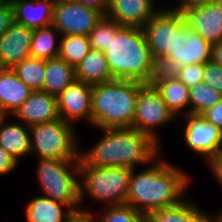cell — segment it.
<instances>
[{"instance_id":"obj_1","label":"cell","mask_w":222,"mask_h":222,"mask_svg":"<svg viewBox=\"0 0 222 222\" xmlns=\"http://www.w3.org/2000/svg\"><path fill=\"white\" fill-rule=\"evenodd\" d=\"M141 172L132 170L126 204L142 214L177 205L186 197L190 176L158 156Z\"/></svg>"},{"instance_id":"obj_2","label":"cell","mask_w":222,"mask_h":222,"mask_svg":"<svg viewBox=\"0 0 222 222\" xmlns=\"http://www.w3.org/2000/svg\"><path fill=\"white\" fill-rule=\"evenodd\" d=\"M100 131L102 137L91 148L87 151L80 149V158L87 165L133 170L162 155L157 141L134 128H105Z\"/></svg>"},{"instance_id":"obj_3","label":"cell","mask_w":222,"mask_h":222,"mask_svg":"<svg viewBox=\"0 0 222 222\" xmlns=\"http://www.w3.org/2000/svg\"><path fill=\"white\" fill-rule=\"evenodd\" d=\"M104 54L113 79L151 84L159 70L144 31L139 27L122 26L116 33H111V42Z\"/></svg>"},{"instance_id":"obj_4","label":"cell","mask_w":222,"mask_h":222,"mask_svg":"<svg viewBox=\"0 0 222 222\" xmlns=\"http://www.w3.org/2000/svg\"><path fill=\"white\" fill-rule=\"evenodd\" d=\"M145 83L113 79L92 85V127L131 128L136 99Z\"/></svg>"},{"instance_id":"obj_5","label":"cell","mask_w":222,"mask_h":222,"mask_svg":"<svg viewBox=\"0 0 222 222\" xmlns=\"http://www.w3.org/2000/svg\"><path fill=\"white\" fill-rule=\"evenodd\" d=\"M36 159V178L42 196L69 205L76 213H91V210L81 208L79 160Z\"/></svg>"},{"instance_id":"obj_6","label":"cell","mask_w":222,"mask_h":222,"mask_svg":"<svg viewBox=\"0 0 222 222\" xmlns=\"http://www.w3.org/2000/svg\"><path fill=\"white\" fill-rule=\"evenodd\" d=\"M132 170L125 167H97L79 160L80 201L91 197L103 205L125 204ZM105 203V204H104ZM108 203V204H107Z\"/></svg>"},{"instance_id":"obj_7","label":"cell","mask_w":222,"mask_h":222,"mask_svg":"<svg viewBox=\"0 0 222 222\" xmlns=\"http://www.w3.org/2000/svg\"><path fill=\"white\" fill-rule=\"evenodd\" d=\"M72 123L63 119L29 126L31 155L36 158L80 160L79 137Z\"/></svg>"},{"instance_id":"obj_8","label":"cell","mask_w":222,"mask_h":222,"mask_svg":"<svg viewBox=\"0 0 222 222\" xmlns=\"http://www.w3.org/2000/svg\"><path fill=\"white\" fill-rule=\"evenodd\" d=\"M212 44L205 41L186 23L182 11L175 9L174 51L158 65L159 70L172 73L189 64H206L211 61Z\"/></svg>"},{"instance_id":"obj_9","label":"cell","mask_w":222,"mask_h":222,"mask_svg":"<svg viewBox=\"0 0 222 222\" xmlns=\"http://www.w3.org/2000/svg\"><path fill=\"white\" fill-rule=\"evenodd\" d=\"M176 119L152 84H145L138 93L135 116L131 128L151 136L160 145L158 127Z\"/></svg>"},{"instance_id":"obj_10","label":"cell","mask_w":222,"mask_h":222,"mask_svg":"<svg viewBox=\"0 0 222 222\" xmlns=\"http://www.w3.org/2000/svg\"><path fill=\"white\" fill-rule=\"evenodd\" d=\"M104 15L92 8L67 0H56L52 25L64 35L88 36Z\"/></svg>"},{"instance_id":"obj_11","label":"cell","mask_w":222,"mask_h":222,"mask_svg":"<svg viewBox=\"0 0 222 222\" xmlns=\"http://www.w3.org/2000/svg\"><path fill=\"white\" fill-rule=\"evenodd\" d=\"M183 138L188 149L203 157L206 164L222 149V131L201 114L183 115Z\"/></svg>"},{"instance_id":"obj_12","label":"cell","mask_w":222,"mask_h":222,"mask_svg":"<svg viewBox=\"0 0 222 222\" xmlns=\"http://www.w3.org/2000/svg\"><path fill=\"white\" fill-rule=\"evenodd\" d=\"M142 29L153 59L159 65L174 51L175 8L162 7Z\"/></svg>"},{"instance_id":"obj_13","label":"cell","mask_w":222,"mask_h":222,"mask_svg":"<svg viewBox=\"0 0 222 222\" xmlns=\"http://www.w3.org/2000/svg\"><path fill=\"white\" fill-rule=\"evenodd\" d=\"M92 85L75 80L57 96L58 112L61 119L76 125L86 121L92 125Z\"/></svg>"},{"instance_id":"obj_14","label":"cell","mask_w":222,"mask_h":222,"mask_svg":"<svg viewBox=\"0 0 222 222\" xmlns=\"http://www.w3.org/2000/svg\"><path fill=\"white\" fill-rule=\"evenodd\" d=\"M186 23L210 44L222 41V10L216 2L193 6L182 11Z\"/></svg>"},{"instance_id":"obj_15","label":"cell","mask_w":222,"mask_h":222,"mask_svg":"<svg viewBox=\"0 0 222 222\" xmlns=\"http://www.w3.org/2000/svg\"><path fill=\"white\" fill-rule=\"evenodd\" d=\"M33 30L13 22L0 37V67L13 68L31 57Z\"/></svg>"},{"instance_id":"obj_16","label":"cell","mask_w":222,"mask_h":222,"mask_svg":"<svg viewBox=\"0 0 222 222\" xmlns=\"http://www.w3.org/2000/svg\"><path fill=\"white\" fill-rule=\"evenodd\" d=\"M11 118H15L17 121L20 120L27 126L58 120L60 116L57 96L44 91H33Z\"/></svg>"},{"instance_id":"obj_17","label":"cell","mask_w":222,"mask_h":222,"mask_svg":"<svg viewBox=\"0 0 222 222\" xmlns=\"http://www.w3.org/2000/svg\"><path fill=\"white\" fill-rule=\"evenodd\" d=\"M156 0H109L106 16L121 26L142 28L163 6Z\"/></svg>"},{"instance_id":"obj_18","label":"cell","mask_w":222,"mask_h":222,"mask_svg":"<svg viewBox=\"0 0 222 222\" xmlns=\"http://www.w3.org/2000/svg\"><path fill=\"white\" fill-rule=\"evenodd\" d=\"M151 84L175 117L189 113V88L173 73L158 70Z\"/></svg>"},{"instance_id":"obj_19","label":"cell","mask_w":222,"mask_h":222,"mask_svg":"<svg viewBox=\"0 0 222 222\" xmlns=\"http://www.w3.org/2000/svg\"><path fill=\"white\" fill-rule=\"evenodd\" d=\"M56 0H16L11 5L14 22L35 30L52 24Z\"/></svg>"},{"instance_id":"obj_20","label":"cell","mask_w":222,"mask_h":222,"mask_svg":"<svg viewBox=\"0 0 222 222\" xmlns=\"http://www.w3.org/2000/svg\"><path fill=\"white\" fill-rule=\"evenodd\" d=\"M28 222H67L76 212L66 204L45 196H35L25 205Z\"/></svg>"},{"instance_id":"obj_21","label":"cell","mask_w":222,"mask_h":222,"mask_svg":"<svg viewBox=\"0 0 222 222\" xmlns=\"http://www.w3.org/2000/svg\"><path fill=\"white\" fill-rule=\"evenodd\" d=\"M33 91L26 86L12 68L0 67V105L12 116Z\"/></svg>"},{"instance_id":"obj_22","label":"cell","mask_w":222,"mask_h":222,"mask_svg":"<svg viewBox=\"0 0 222 222\" xmlns=\"http://www.w3.org/2000/svg\"><path fill=\"white\" fill-rule=\"evenodd\" d=\"M7 121L0 127V146L20 162L22 157L31 155L29 126L19 121Z\"/></svg>"},{"instance_id":"obj_23","label":"cell","mask_w":222,"mask_h":222,"mask_svg":"<svg viewBox=\"0 0 222 222\" xmlns=\"http://www.w3.org/2000/svg\"><path fill=\"white\" fill-rule=\"evenodd\" d=\"M76 80L88 84H99L113 80L103 51L91 49L75 66Z\"/></svg>"},{"instance_id":"obj_24","label":"cell","mask_w":222,"mask_h":222,"mask_svg":"<svg viewBox=\"0 0 222 222\" xmlns=\"http://www.w3.org/2000/svg\"><path fill=\"white\" fill-rule=\"evenodd\" d=\"M76 80L75 68L61 58L45 60L43 91L58 96Z\"/></svg>"},{"instance_id":"obj_25","label":"cell","mask_w":222,"mask_h":222,"mask_svg":"<svg viewBox=\"0 0 222 222\" xmlns=\"http://www.w3.org/2000/svg\"><path fill=\"white\" fill-rule=\"evenodd\" d=\"M60 36L62 35L52 24L33 30L31 57L44 60L57 58L60 51V41L57 42V39Z\"/></svg>"},{"instance_id":"obj_26","label":"cell","mask_w":222,"mask_h":222,"mask_svg":"<svg viewBox=\"0 0 222 222\" xmlns=\"http://www.w3.org/2000/svg\"><path fill=\"white\" fill-rule=\"evenodd\" d=\"M18 78L32 91H43L45 60L28 57L12 68Z\"/></svg>"},{"instance_id":"obj_27","label":"cell","mask_w":222,"mask_h":222,"mask_svg":"<svg viewBox=\"0 0 222 222\" xmlns=\"http://www.w3.org/2000/svg\"><path fill=\"white\" fill-rule=\"evenodd\" d=\"M59 41L60 51L58 57L74 68L91 50L88 36L64 35L61 36Z\"/></svg>"},{"instance_id":"obj_28","label":"cell","mask_w":222,"mask_h":222,"mask_svg":"<svg viewBox=\"0 0 222 222\" xmlns=\"http://www.w3.org/2000/svg\"><path fill=\"white\" fill-rule=\"evenodd\" d=\"M222 95L205 82L189 88V113L202 114L218 103Z\"/></svg>"},{"instance_id":"obj_29","label":"cell","mask_w":222,"mask_h":222,"mask_svg":"<svg viewBox=\"0 0 222 222\" xmlns=\"http://www.w3.org/2000/svg\"><path fill=\"white\" fill-rule=\"evenodd\" d=\"M121 27L115 20L103 16L88 35L91 49L104 52L111 42V33H116Z\"/></svg>"},{"instance_id":"obj_30","label":"cell","mask_w":222,"mask_h":222,"mask_svg":"<svg viewBox=\"0 0 222 222\" xmlns=\"http://www.w3.org/2000/svg\"><path fill=\"white\" fill-rule=\"evenodd\" d=\"M103 210L94 216L95 222H132L140 213L129 204L105 205ZM96 216V217H95Z\"/></svg>"},{"instance_id":"obj_31","label":"cell","mask_w":222,"mask_h":222,"mask_svg":"<svg viewBox=\"0 0 222 222\" xmlns=\"http://www.w3.org/2000/svg\"><path fill=\"white\" fill-rule=\"evenodd\" d=\"M188 88L203 82L204 64L184 65L172 72Z\"/></svg>"},{"instance_id":"obj_32","label":"cell","mask_w":222,"mask_h":222,"mask_svg":"<svg viewBox=\"0 0 222 222\" xmlns=\"http://www.w3.org/2000/svg\"><path fill=\"white\" fill-rule=\"evenodd\" d=\"M214 215L211 216L203 211L187 196L183 199V222H219L218 215Z\"/></svg>"},{"instance_id":"obj_33","label":"cell","mask_w":222,"mask_h":222,"mask_svg":"<svg viewBox=\"0 0 222 222\" xmlns=\"http://www.w3.org/2000/svg\"><path fill=\"white\" fill-rule=\"evenodd\" d=\"M148 217L150 222H183V200L177 205L154 210Z\"/></svg>"},{"instance_id":"obj_34","label":"cell","mask_w":222,"mask_h":222,"mask_svg":"<svg viewBox=\"0 0 222 222\" xmlns=\"http://www.w3.org/2000/svg\"><path fill=\"white\" fill-rule=\"evenodd\" d=\"M203 82L209 84L222 95V67L212 61L204 64Z\"/></svg>"},{"instance_id":"obj_35","label":"cell","mask_w":222,"mask_h":222,"mask_svg":"<svg viewBox=\"0 0 222 222\" xmlns=\"http://www.w3.org/2000/svg\"><path fill=\"white\" fill-rule=\"evenodd\" d=\"M14 22V10L10 3H0V37Z\"/></svg>"},{"instance_id":"obj_36","label":"cell","mask_w":222,"mask_h":222,"mask_svg":"<svg viewBox=\"0 0 222 222\" xmlns=\"http://www.w3.org/2000/svg\"><path fill=\"white\" fill-rule=\"evenodd\" d=\"M19 162L0 146V176L8 175L14 172Z\"/></svg>"},{"instance_id":"obj_37","label":"cell","mask_w":222,"mask_h":222,"mask_svg":"<svg viewBox=\"0 0 222 222\" xmlns=\"http://www.w3.org/2000/svg\"><path fill=\"white\" fill-rule=\"evenodd\" d=\"M201 115L206 121L213 123L222 131V99Z\"/></svg>"},{"instance_id":"obj_38","label":"cell","mask_w":222,"mask_h":222,"mask_svg":"<svg viewBox=\"0 0 222 222\" xmlns=\"http://www.w3.org/2000/svg\"><path fill=\"white\" fill-rule=\"evenodd\" d=\"M212 175L222 187V149L207 163Z\"/></svg>"},{"instance_id":"obj_39","label":"cell","mask_w":222,"mask_h":222,"mask_svg":"<svg viewBox=\"0 0 222 222\" xmlns=\"http://www.w3.org/2000/svg\"><path fill=\"white\" fill-rule=\"evenodd\" d=\"M73 3H78L86 7L95 9L101 12L104 16L107 14L109 0H67Z\"/></svg>"},{"instance_id":"obj_40","label":"cell","mask_w":222,"mask_h":222,"mask_svg":"<svg viewBox=\"0 0 222 222\" xmlns=\"http://www.w3.org/2000/svg\"><path fill=\"white\" fill-rule=\"evenodd\" d=\"M177 2H178L177 3L178 5L177 6L172 5V7H174L175 9H177L179 11H183V10L193 7V6H200V5H204L207 3L215 2V0H177Z\"/></svg>"},{"instance_id":"obj_41","label":"cell","mask_w":222,"mask_h":222,"mask_svg":"<svg viewBox=\"0 0 222 222\" xmlns=\"http://www.w3.org/2000/svg\"><path fill=\"white\" fill-rule=\"evenodd\" d=\"M211 61L222 67V41L212 45Z\"/></svg>"},{"instance_id":"obj_42","label":"cell","mask_w":222,"mask_h":222,"mask_svg":"<svg viewBox=\"0 0 222 222\" xmlns=\"http://www.w3.org/2000/svg\"><path fill=\"white\" fill-rule=\"evenodd\" d=\"M67 222H95L92 213L78 212L75 213Z\"/></svg>"},{"instance_id":"obj_43","label":"cell","mask_w":222,"mask_h":222,"mask_svg":"<svg viewBox=\"0 0 222 222\" xmlns=\"http://www.w3.org/2000/svg\"><path fill=\"white\" fill-rule=\"evenodd\" d=\"M11 117L6 110L0 105V127L6 121V119H10Z\"/></svg>"},{"instance_id":"obj_44","label":"cell","mask_w":222,"mask_h":222,"mask_svg":"<svg viewBox=\"0 0 222 222\" xmlns=\"http://www.w3.org/2000/svg\"><path fill=\"white\" fill-rule=\"evenodd\" d=\"M132 222H150L148 214L140 213Z\"/></svg>"},{"instance_id":"obj_45","label":"cell","mask_w":222,"mask_h":222,"mask_svg":"<svg viewBox=\"0 0 222 222\" xmlns=\"http://www.w3.org/2000/svg\"><path fill=\"white\" fill-rule=\"evenodd\" d=\"M15 1L16 0H0V3H10V4H12Z\"/></svg>"},{"instance_id":"obj_46","label":"cell","mask_w":222,"mask_h":222,"mask_svg":"<svg viewBox=\"0 0 222 222\" xmlns=\"http://www.w3.org/2000/svg\"><path fill=\"white\" fill-rule=\"evenodd\" d=\"M217 215H218L219 222H222V210L219 213H217Z\"/></svg>"},{"instance_id":"obj_47","label":"cell","mask_w":222,"mask_h":222,"mask_svg":"<svg viewBox=\"0 0 222 222\" xmlns=\"http://www.w3.org/2000/svg\"><path fill=\"white\" fill-rule=\"evenodd\" d=\"M215 2L220 6V8L222 10V0H215Z\"/></svg>"}]
</instances>
